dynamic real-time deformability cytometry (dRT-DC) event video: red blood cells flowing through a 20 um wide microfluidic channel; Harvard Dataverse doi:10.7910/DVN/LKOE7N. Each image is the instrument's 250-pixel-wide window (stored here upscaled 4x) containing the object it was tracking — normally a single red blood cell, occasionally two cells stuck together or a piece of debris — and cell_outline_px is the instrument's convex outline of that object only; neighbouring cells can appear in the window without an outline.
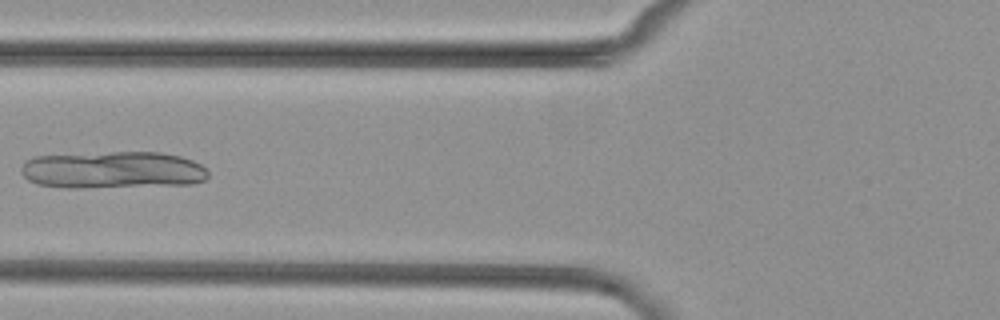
{"species": "common noctule bat (a hibernating species)", "species_latin": "Nyctalus noctula", "temperature_condition": "cold", "stored_images_in_passage": 5, "camera_frame_rate_fps": 3000, "um_per_image_px": 0.085, "animal": {"sex": "female", "body_mass_g": 29.2, "forearm_length_mm": 56.3}, "frame": {"image": 1, "passage_image": 4, "time_ms": 3.667, "image_size_px": [1000, 320], "cell_outline_px": [[208, 176], [204, 180], [192, 184], [80, 188], [64, 188], [36, 184], [28, 180], [20, 172], [20, 168], [28, 160], [36, 156], [112, 152], [160, 152], [180, 156], [192, 160], [200, 164], [208, 172]], "centroid_in_image_um": [9.58, 14.45], "position_along_channel_um": 116.2, "area_um2": 40.58}}
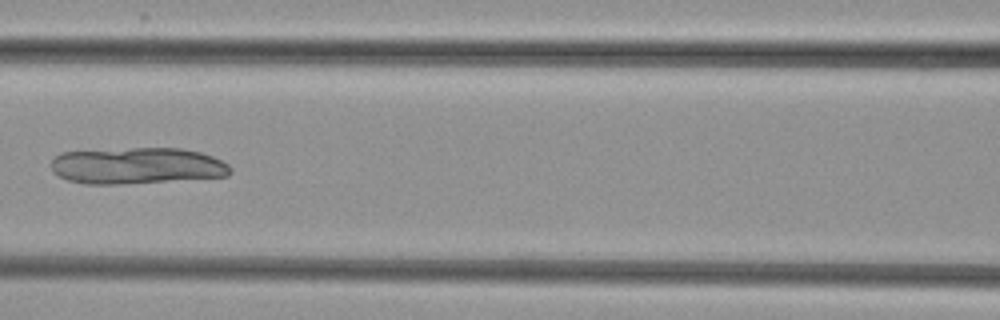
{"frame": {"image": 2, "passage_image": 5, "time_ms": 4.667, "image_size_px": [1000, 320], "cell_outline_px": [[232, 172], [228, 176], [116, 184], [84, 184], [68, 180], [52, 172], [52, 160], [60, 152], [132, 148], [180, 148], [200, 152], [212, 156], [228, 164], [232, 168]], "centroid_in_image_um": [11.64, 14.08], "position_along_channel_um": 155.0, "area_um2": 37.92}}